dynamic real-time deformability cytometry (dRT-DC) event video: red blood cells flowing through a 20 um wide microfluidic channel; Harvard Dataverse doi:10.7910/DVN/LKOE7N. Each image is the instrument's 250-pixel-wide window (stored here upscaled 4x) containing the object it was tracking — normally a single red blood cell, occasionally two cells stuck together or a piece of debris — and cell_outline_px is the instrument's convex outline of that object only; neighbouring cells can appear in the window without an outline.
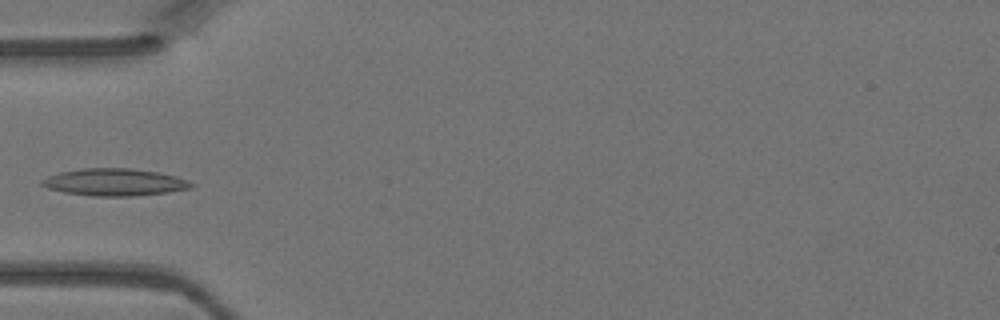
{"species": "Egyptian fruit bat (a non-hibernating species)", "species_latin": "Rousettus aegyptiacus", "temperature_condition": "warm", "stored_images_in_passage": 3, "camera_frame_rate_fps": 3000, "um_per_image_px": 0.085, "animal": {"sex": "female"}, "frame": {"image": 1, "passage_image": 3, "time_ms": 0.667, "image_size_px": [1000, 320], "cell_outline_px": [[196, 184], [192, 188], [168, 192], [132, 196], [92, 196], [64, 192], [48, 188], [40, 184], [40, 180], [48, 176], [60, 172], [80, 168], [132, 168], [160, 172], [176, 176], [188, 180]], "centroid_in_image_um": [9.76, 15.48], "position_along_channel_um": 75.2, "area_um2": 23.87}}